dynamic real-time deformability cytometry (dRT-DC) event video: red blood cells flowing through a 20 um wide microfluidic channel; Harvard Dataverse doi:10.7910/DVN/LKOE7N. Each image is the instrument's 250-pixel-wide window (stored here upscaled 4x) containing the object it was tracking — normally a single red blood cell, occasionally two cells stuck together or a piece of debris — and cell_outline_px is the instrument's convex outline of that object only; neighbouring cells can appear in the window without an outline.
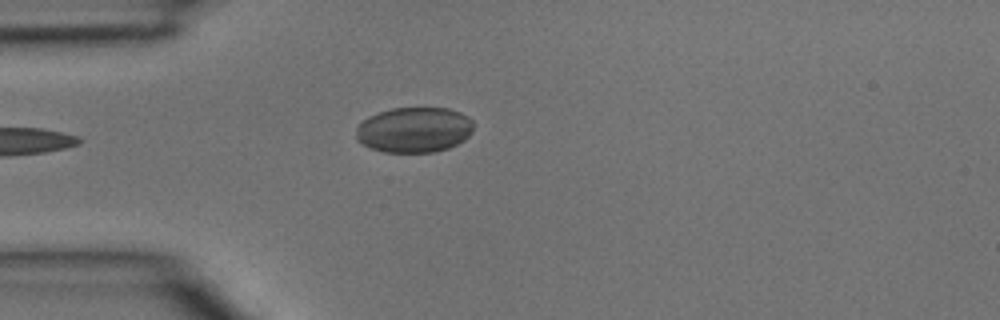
{"species": "common noctule bat (a hibernating species)", "species_latin": "Nyctalus noctula", "temperature_condition": "room temperature", "stored_images_in_passage": 1, "camera_frame_rate_fps": 3000, "um_per_image_px": 0.085, "animal": {"sex": "male", "body_mass_g": 15.6}, "frame": {"image": 1, "passage_image": 1, "time_ms": 0.0, "image_size_px": [1000, 320], "cell_outline_px": [[472, 132], [464, 140], [448, 148], [432, 152], [384, 152], [372, 148], [356, 140], [356, 128], [368, 116], [392, 108], [448, 108], [460, 112], [468, 116], [472, 120]], "centroid_in_image_um": [35.21, 11.03], "position_along_channel_um": 49.8, "area_um2": 30.98}}